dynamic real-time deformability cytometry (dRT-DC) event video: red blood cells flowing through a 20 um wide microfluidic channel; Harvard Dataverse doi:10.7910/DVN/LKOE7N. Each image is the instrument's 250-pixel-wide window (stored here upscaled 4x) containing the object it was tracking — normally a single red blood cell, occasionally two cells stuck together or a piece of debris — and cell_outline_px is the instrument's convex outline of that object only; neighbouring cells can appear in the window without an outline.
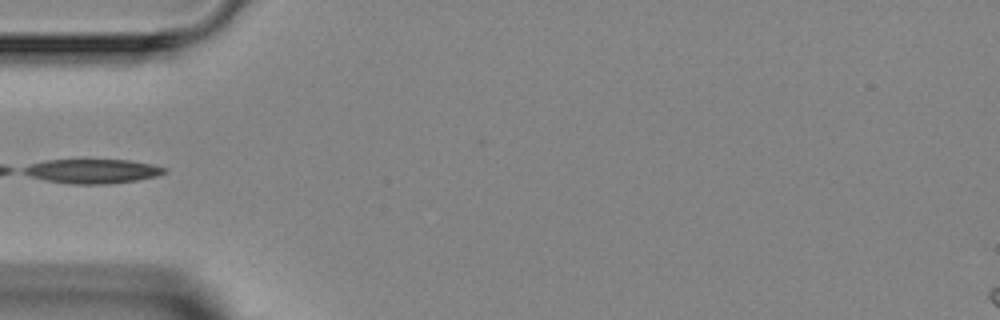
{"species": "Egyptian fruit bat (a non-hibernating species)", "species_latin": "Rousettus aegyptiacus", "temperature_condition": "room temperature", "stored_images_in_passage": 4, "camera_frame_rate_fps": 3000, "um_per_image_px": 0.085, "animal": {"sex": "female"}, "frame": {"image": 1, "passage_image": 3, "time_ms": 2.333, "image_size_px": [1000, 320], "cell_outline_px": [[168, 172], [156, 176], [136, 180], [108, 184], [68, 184], [44, 180], [28, 176], [20, 172], [20, 168], [28, 164], [48, 160], [132, 160], [152, 164], [168, 168]], "centroid_in_image_um": [7.81, 14.55], "position_along_channel_um": 77.2, "area_um2": 20.29}}
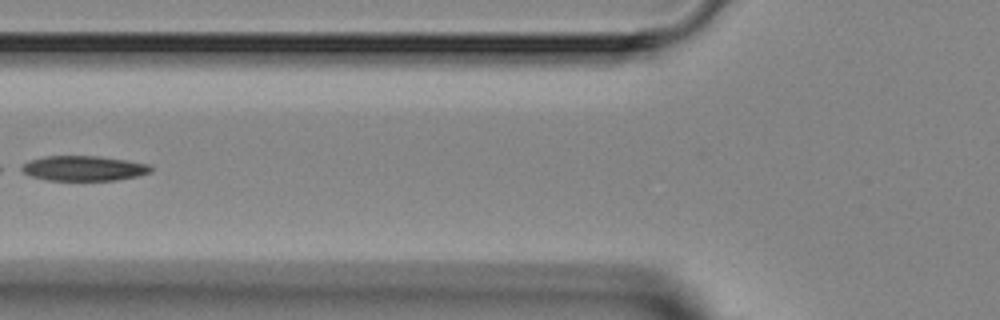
{"frame": {"image": 2, "passage_image": 4, "time_ms": 3.333, "image_size_px": [1000, 320], "cell_outline_px": [[152, 172], [136, 176], [116, 180], [48, 180], [32, 176], [16, 168], [20, 164], [28, 160], [44, 156], [96, 156], [128, 160], [148, 164], [152, 168]], "centroid_in_image_um": [7.06, 14.3], "position_along_channel_um": 118.7, "area_um2": 18.96}}